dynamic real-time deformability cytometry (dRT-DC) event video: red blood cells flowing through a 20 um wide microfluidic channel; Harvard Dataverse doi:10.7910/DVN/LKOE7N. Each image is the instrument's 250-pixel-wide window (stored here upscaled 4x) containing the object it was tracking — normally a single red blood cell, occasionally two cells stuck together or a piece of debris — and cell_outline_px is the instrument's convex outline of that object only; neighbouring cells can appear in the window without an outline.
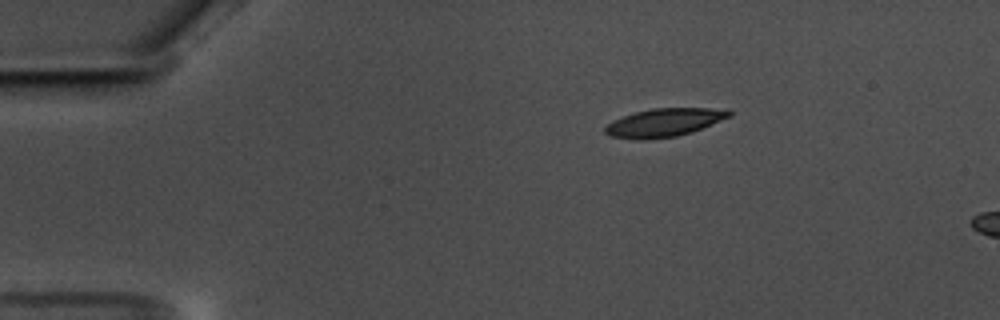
{"species": "common noctule bat (a hibernating species)", "species_latin": "Nyctalus noctula", "temperature_condition": "warm", "stored_images_in_passage": 7, "camera_frame_rate_fps": 3000, "um_per_image_px": 0.085, "animal": {"sex": "male", "body_mass_g": 17.5, "forearm_length_mm": 52.3}, "frame": {"image": 1, "passage_image": 3, "time_ms": 0.667, "image_size_px": [1000, 320], "cell_outline_px": [[732, 116], [692, 132], [676, 136], [644, 140], [636, 140], [608, 136], [604, 132], [604, 128], [612, 120], [636, 112], [652, 108], [728, 108], [732, 112]], "centroid_in_image_um": [56.47, 10.42], "position_along_channel_um": 28.5, "area_um2": 20.63}}